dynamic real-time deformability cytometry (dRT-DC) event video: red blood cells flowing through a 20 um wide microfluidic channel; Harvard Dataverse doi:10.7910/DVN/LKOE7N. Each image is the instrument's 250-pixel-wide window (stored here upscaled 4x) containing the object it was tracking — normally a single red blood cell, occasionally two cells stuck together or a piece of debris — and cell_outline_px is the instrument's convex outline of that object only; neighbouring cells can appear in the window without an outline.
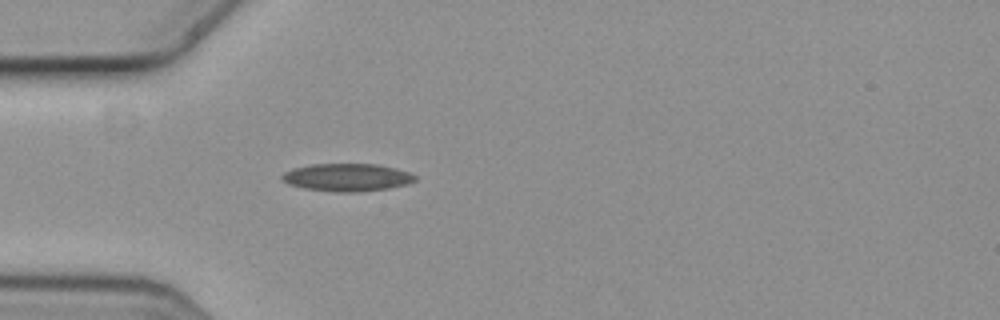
{"species": "common noctule bat (a hibernating species)", "species_latin": "Nyctalus noctula", "temperature_condition": "cold", "stored_images_in_passage": 1, "camera_frame_rate_fps": 3000, "um_per_image_px": 0.085, "animal": {"sex": "female", "body_mass_g": 19.3, "forearm_length_mm": 54.1}, "frame": {"image": 1, "passage_image": 1, "time_ms": 0.0, "image_size_px": [1000, 320], "cell_outline_px": [[416, 180], [408, 184], [388, 188], [356, 192], [336, 192], [304, 188], [288, 184], [280, 176], [284, 172], [292, 168], [312, 164], [376, 164], [396, 168], [408, 172], [416, 176]], "centroid_in_image_um": [29.5, 15.07], "position_along_channel_um": 55.5, "area_um2": 21.44}}